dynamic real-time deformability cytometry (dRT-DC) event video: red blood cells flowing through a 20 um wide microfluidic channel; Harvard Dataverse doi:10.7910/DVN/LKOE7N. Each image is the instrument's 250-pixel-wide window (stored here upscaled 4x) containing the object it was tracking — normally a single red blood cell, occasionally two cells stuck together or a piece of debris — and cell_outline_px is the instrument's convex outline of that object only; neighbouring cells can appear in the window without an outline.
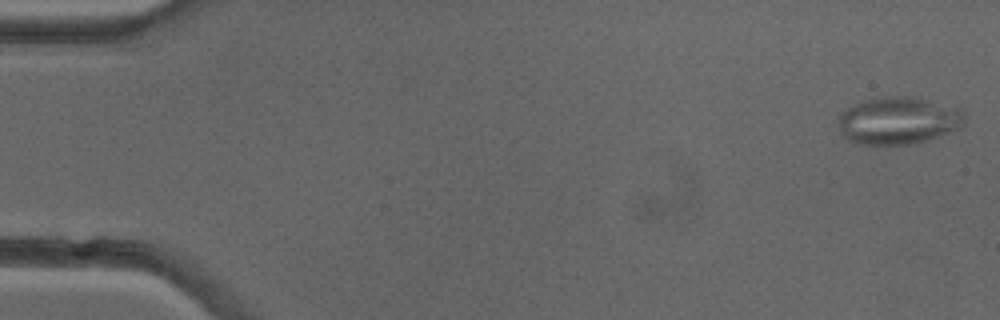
{"species": "common noctule bat (a hibernating species)", "species_latin": "Nyctalus noctula", "temperature_condition": "cold", "stored_images_in_passage": 51, "camera_frame_rate_fps": 3000, "um_per_image_px": 0.085, "animal": {"sex": "female"}, "frame": {"image": 1, "passage_image": 1, "time_ms": 0.0, "image_size_px": [1000, 320], "cell_outline_px": [[964, 124], [948, 132], [928, 140], [908, 144], [860, 144], [848, 140], [840, 132], [840, 112], [872, 96], [916, 96], [956, 104], [964, 112]], "centroid_in_image_um": [76.41, 10.2], "position_along_channel_um": 8.6, "area_um2": 35.37}}
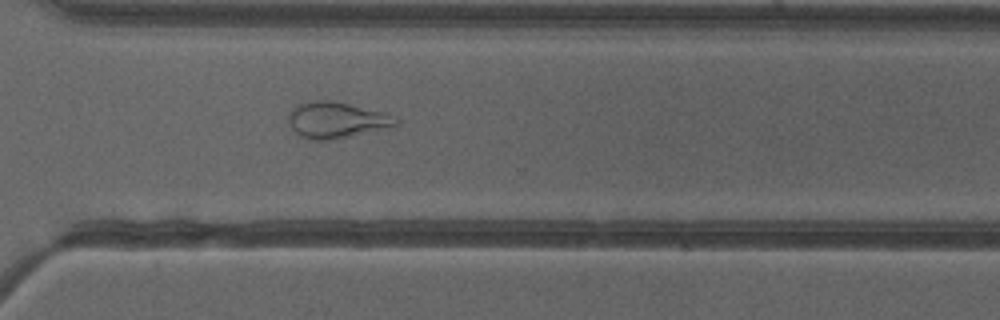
{"frame": {"image": 2, "passage_image": 37, "time_ms": 12.0, "image_size_px": [1000, 320], "cell_outline_px": [[400, 124], [396, 128], [336, 140], [308, 140], [300, 136], [288, 124], [288, 112], [296, 104], [312, 100], [332, 100], [388, 112], [396, 116], [400, 120]], "centroid_in_image_um": [28.71, 10.22], "position_along_channel_um": 341.9, "area_um2": 23.93}, "authors_computed_cell_mechanics": {"area_um2": 27.744, "velocity_mm_per_s": 3.9829, "shape_relaxation_time_tau1_ms": null, "shape_relaxation_time_tau2_ms": 2.2361, "deformation_change_tau1": null, "deformation_change_tau2": 0.1072}}